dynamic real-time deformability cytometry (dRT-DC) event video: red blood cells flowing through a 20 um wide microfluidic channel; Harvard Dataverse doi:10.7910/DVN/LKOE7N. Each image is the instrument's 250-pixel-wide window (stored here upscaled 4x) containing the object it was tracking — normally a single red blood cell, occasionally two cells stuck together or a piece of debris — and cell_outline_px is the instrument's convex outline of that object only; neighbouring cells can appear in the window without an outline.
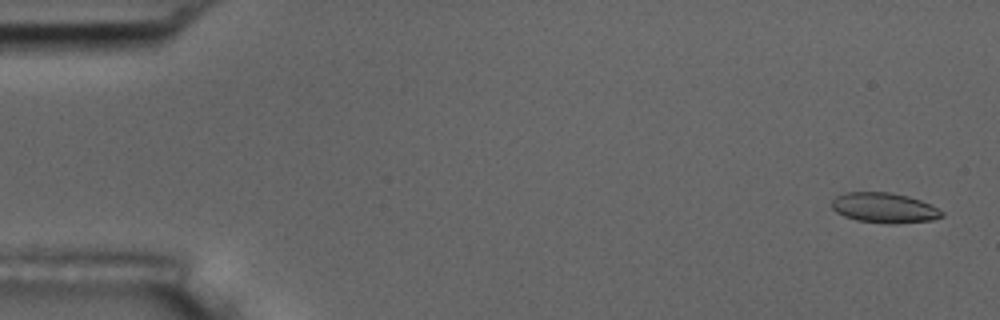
{"species": "common noctule bat (a hibernating species)", "species_latin": "Nyctalus noctula", "temperature_condition": "room temperature", "stored_images_in_passage": 55, "camera_frame_rate_fps": 3000, "um_per_image_px": 0.085, "animal": {"sex": "male", "body_mass_g": 17.5, "forearm_length_mm": 52.3}, "frame": {"image": 1, "passage_image": 2, "time_ms": 0.333, "image_size_px": [1000, 320], "cell_outline_px": [[944, 216], [932, 220], [896, 224], [888, 224], [856, 220], [844, 216], [836, 212], [832, 208], [832, 200], [836, 196], [848, 192], [892, 192], [908, 196], [920, 200], [944, 212]], "centroid_in_image_um": [75.16, 17.67], "position_along_channel_um": 9.8, "area_um2": 19.36}}
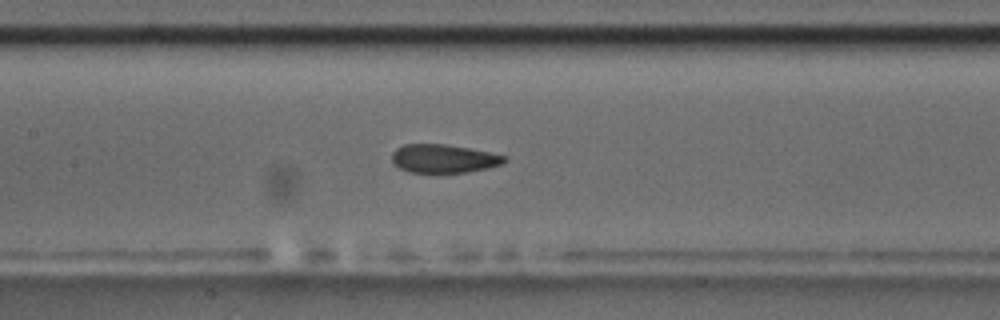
{"frame": {"image": 2, "passage_image": 26, "time_ms": 8.333, "image_size_px": [1000, 320], "cell_outline_px": [[508, 160], [500, 164], [488, 168], [464, 172], [408, 172], [392, 164], [392, 152], [396, 148], [404, 144], [448, 144], [508, 156]], "centroid_in_image_um": [37.69, 13.47], "position_along_channel_um": 169.7, "area_um2": 18.67}}
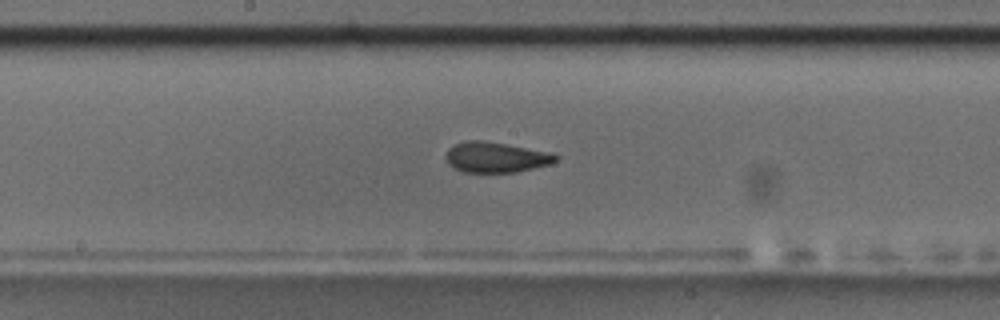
{"frame": {"image": 3, "passage_image": 29, "time_ms": 9.333, "image_size_px": [1000, 320], "cell_outline_px": [[560, 156], [552, 164], [516, 172], [464, 172], [448, 164], [444, 156], [448, 148], [464, 140], [484, 140], [552, 152]], "centroid_in_image_um": [42.16, 13.35], "position_along_channel_um": 206.0, "area_um2": 19.71}, "authors_computed_cell_mechanics": {"area_um2": 19.652, "velocity_mm_per_s": 3.6679, "shape_relaxation_time_tau1_ms": null, "shape_relaxation_time_tau2_ms": 1.1807, "deformation_change_tau1": null, "deformation_change_tau2": 0.0773}}